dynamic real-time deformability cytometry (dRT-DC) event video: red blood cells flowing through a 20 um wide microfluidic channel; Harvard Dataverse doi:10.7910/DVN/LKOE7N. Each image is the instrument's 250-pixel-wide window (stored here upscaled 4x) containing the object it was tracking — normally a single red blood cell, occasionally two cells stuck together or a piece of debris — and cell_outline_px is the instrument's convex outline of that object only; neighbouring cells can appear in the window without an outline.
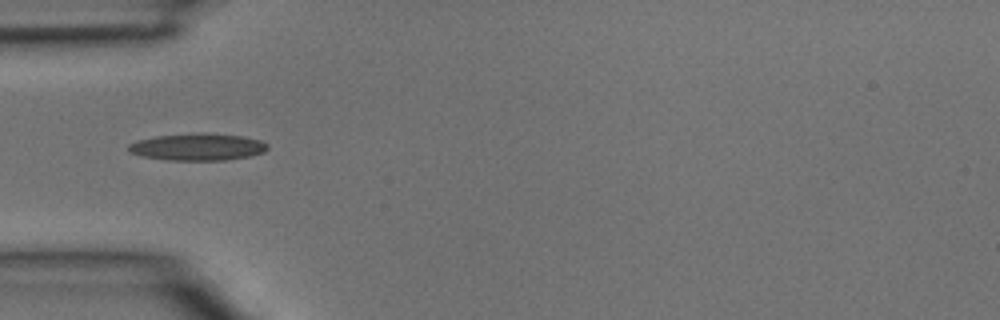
{"species": "common noctule bat (a hibernating species)", "species_latin": "Nyctalus noctula", "temperature_condition": "room temperature", "stored_images_in_passage": 4, "camera_frame_rate_fps": 3000, "um_per_image_px": 0.085, "animal": {"sex": "male", "body_mass_g": 15.6}, "frame": {"image": 1, "passage_image": 3, "time_ms": 0.667, "image_size_px": [1000, 320], "cell_outline_px": [[268, 148], [264, 152], [248, 156], [228, 160], [168, 160], [144, 156], [128, 152], [128, 144], [136, 140], [156, 136], [204, 132], [208, 132], [240, 136], [260, 140], [268, 144]], "centroid_in_image_um": [16.79, 12.48], "position_along_channel_um": 68.2, "area_um2": 21.96}}